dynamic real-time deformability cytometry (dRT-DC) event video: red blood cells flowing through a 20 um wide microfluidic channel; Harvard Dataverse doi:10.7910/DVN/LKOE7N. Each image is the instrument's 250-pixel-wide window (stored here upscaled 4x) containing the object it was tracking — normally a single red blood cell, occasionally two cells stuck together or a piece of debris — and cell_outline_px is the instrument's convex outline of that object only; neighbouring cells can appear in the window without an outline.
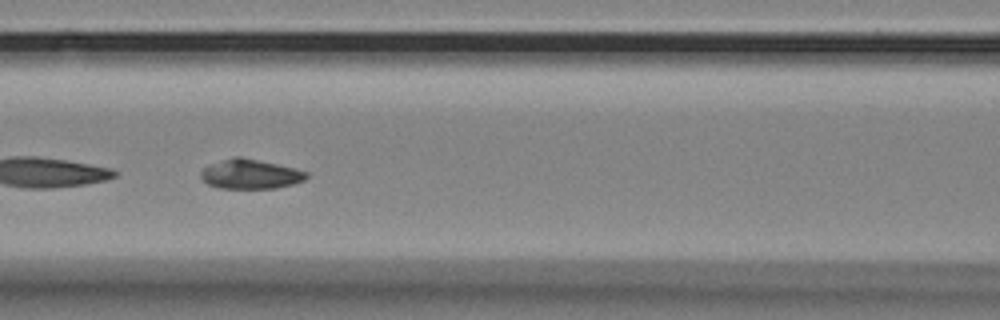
{"species": "Egyptian fruit bat (a non-hibernating species)", "species_latin": "Rousettus aegyptiacus", "temperature_condition": "room temperature", "stored_images_in_passage": 38, "segment_of_instrument_passage": [2, 2], "camera_frame_rate_fps": 3000, "um_per_image_px": 0.085, "animal": {"sex": "female"}, "frame": {"image": 1, "passage_image": 20, "time_ms": 6.333, "image_size_px": [1000, 320], "cell_outline_px": [[308, 176], [304, 180], [292, 184], [276, 188], [216, 188], [200, 180], [200, 172], [208, 164], [232, 156], [240, 156], [276, 164], [308, 172]], "centroid_in_image_um": [21.2, 14.8], "position_along_channel_um": 145.4, "area_um2": 18.26}}
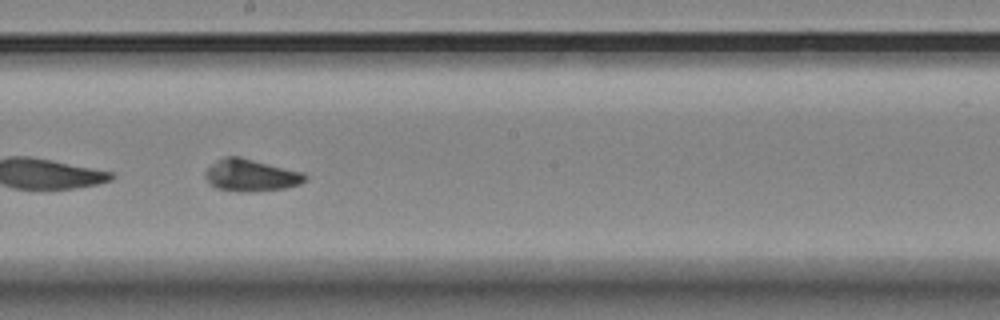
{"frame": {"image": 2, "passage_image": 27, "time_ms": 8.667, "image_size_px": [1000, 320], "cell_outline_px": [[308, 180], [300, 184], [288, 188], [252, 192], [216, 188], [208, 184], [204, 176], [204, 172], [216, 160], [224, 156], [240, 156], [304, 172], [308, 176]], "centroid_in_image_um": [21.36, 14.89], "position_along_channel_um": 226.8, "area_um2": 19.02}}
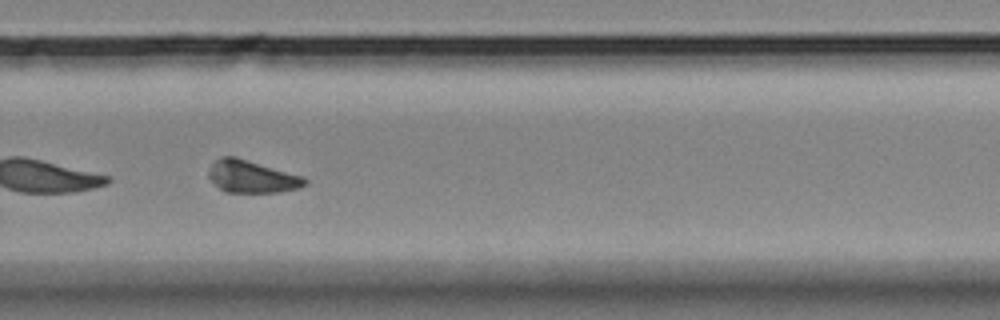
{"frame": {"image": 3, "passage_image": 34, "time_ms": 11.0, "image_size_px": [1000, 320], "cell_outline_px": [[308, 180], [300, 188], [280, 192], [224, 192], [208, 176], [208, 172], [212, 164], [216, 160], [224, 156], [236, 156], [304, 176]], "centroid_in_image_um": [21.43, 15.0], "position_along_channel_um": 308.4, "area_um2": 18.15}}